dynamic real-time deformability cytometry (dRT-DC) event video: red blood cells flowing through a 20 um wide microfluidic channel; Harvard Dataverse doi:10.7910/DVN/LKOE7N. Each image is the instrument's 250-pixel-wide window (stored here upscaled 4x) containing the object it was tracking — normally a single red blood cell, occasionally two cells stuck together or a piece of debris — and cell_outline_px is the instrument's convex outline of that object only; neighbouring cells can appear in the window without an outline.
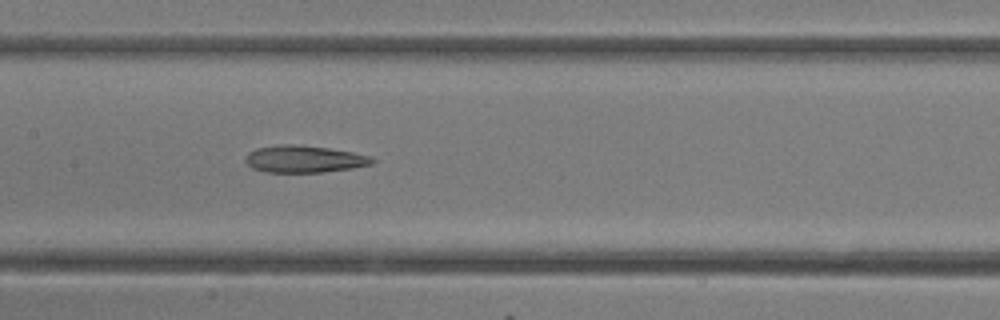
{"species": "common noctule bat (a hibernating species)", "species_latin": "Nyctalus noctula", "temperature_condition": "room temperature", "stored_images_in_passage": 15, "camera_frame_rate_fps": 3000, "um_per_image_px": 0.085, "animal": {"sex": "female"}, "frame": {"image": 1, "passage_image": 15, "time_ms": 4.667, "image_size_px": [1000, 320], "cell_outline_px": [[376, 160], [372, 164], [352, 168], [324, 172], [268, 172], [252, 168], [244, 160], [248, 152], [256, 148], [280, 144], [296, 144], [328, 148], [352, 152], [368, 156]], "centroid_in_image_um": [25.83, 13.51], "position_along_channel_um": 181.6, "area_um2": 19.94}}